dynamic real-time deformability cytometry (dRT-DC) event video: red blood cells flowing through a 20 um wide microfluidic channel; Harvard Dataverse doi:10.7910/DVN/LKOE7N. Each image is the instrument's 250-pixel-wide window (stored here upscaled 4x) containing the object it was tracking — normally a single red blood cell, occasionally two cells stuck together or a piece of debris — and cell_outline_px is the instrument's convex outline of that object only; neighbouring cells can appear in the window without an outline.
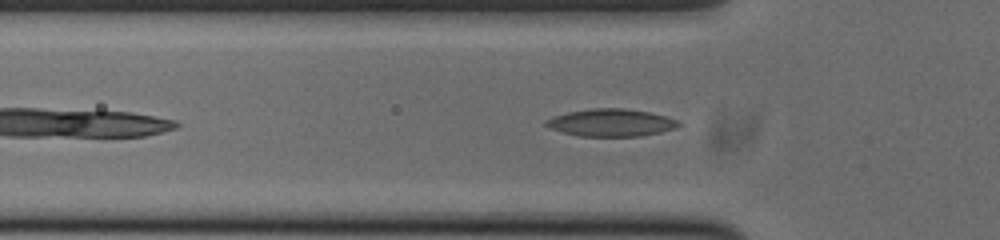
{"species": "common noctule bat (a hibernating species)", "species_latin": "Nyctalus noctula", "temperature_condition": "cold", "stored_images_in_passage": 37, "camera_frame_rate_fps": 3000, "um_per_image_px": 0.085, "animal": {"sex": "male", "body_mass_g": 20.0, "forearm_length_mm": 53.3}, "frame": {"image": 1, "passage_image": 5, "time_ms": 1.333, "image_size_px": [1000, 240], "cell_outline_px": [[680, 124], [676, 128], [660, 132], [640, 136], [580, 136], [548, 128], [544, 124], [544, 120], [568, 112], [592, 108], [624, 108], [648, 112], [664, 116], [676, 120]], "centroid_in_image_um": [51.91, 10.42], "position_along_channel_um": 73.9, "area_um2": 20.98}}
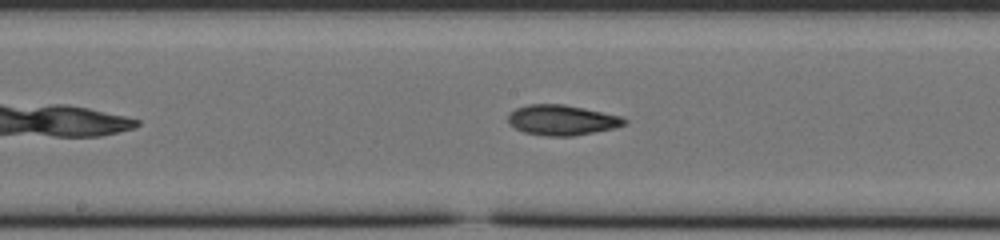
{"frame": {"image": 2, "passage_image": 15, "time_ms": 4.667, "image_size_px": [1000, 240], "cell_outline_px": [[628, 124], [616, 128], [572, 136], [544, 136], [524, 132], [508, 124], [508, 116], [516, 108], [528, 104], [564, 104], [624, 116], [628, 120]], "centroid_in_image_um": [47.82, 10.21], "position_along_channel_um": 200.4, "area_um2": 20.75}}
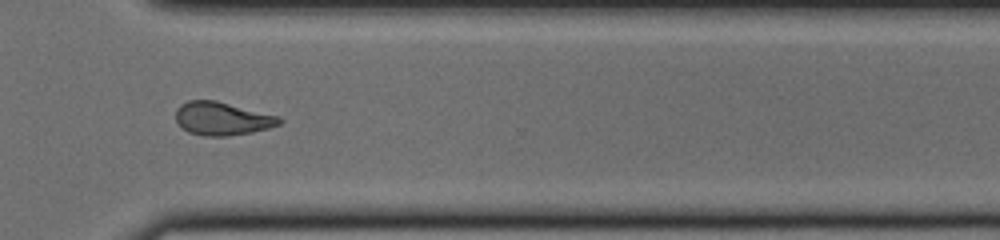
{"frame": {"image": 3, "passage_image": 27, "time_ms": 8.667, "image_size_px": [1000, 240], "cell_outline_px": [[284, 120], [280, 124], [268, 128], [252, 132], [228, 136], [204, 136], [188, 132], [176, 120], [176, 108], [180, 104], [188, 100], [216, 100], [280, 116]], "centroid_in_image_um": [18.9, 10.07], "position_along_channel_um": 351.7, "area_um2": 20.17}, "authors_computed_cell_mechanics": {"area_um2": 20.5768, "velocity_mm_per_s": 3.7733, "shape_relaxation_time_tau1_ms": null, "shape_relaxation_time_tau2_ms": 6.906, "deformation_change_tau1": null, "deformation_change_tau2": 0.1483}}